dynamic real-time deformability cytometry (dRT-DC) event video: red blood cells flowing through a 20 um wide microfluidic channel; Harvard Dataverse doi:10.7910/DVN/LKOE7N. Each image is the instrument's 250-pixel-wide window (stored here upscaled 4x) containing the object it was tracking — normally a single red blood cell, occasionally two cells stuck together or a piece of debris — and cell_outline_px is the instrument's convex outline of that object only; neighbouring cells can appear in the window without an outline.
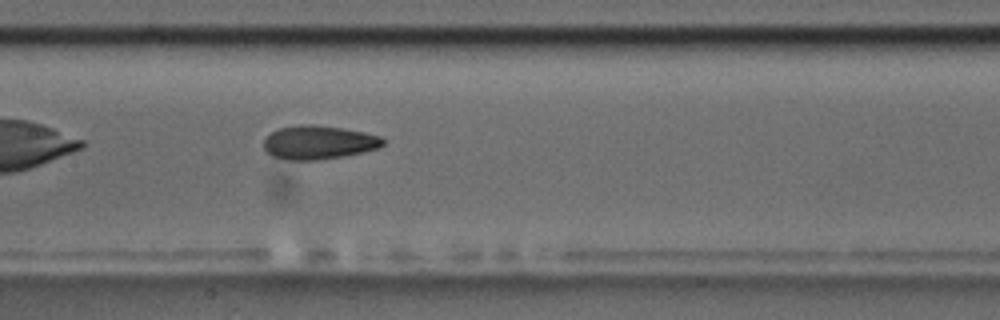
{"species": "common noctule bat (a hibernating species)", "species_latin": "Nyctalus noctula", "temperature_condition": "room temperature", "stored_images_in_passage": 41, "camera_frame_rate_fps": 3000, "um_per_image_px": 0.085, "animal": {"sex": "male", "body_mass_g": 17.5, "forearm_length_mm": 52.3}, "frame": {"image": 1, "passage_image": 12, "time_ms": 3.667, "image_size_px": [1000, 320], "cell_outline_px": [[384, 144], [380, 148], [364, 152], [344, 156], [316, 160], [288, 160], [272, 156], [264, 152], [264, 140], [272, 132], [280, 128], [300, 124], [312, 124], [340, 128], [364, 132], [380, 136], [384, 140]], "centroid_in_image_um": [27.08, 12.11], "position_along_channel_um": 180.3, "area_um2": 23.47}, "authors_computed_cell_mechanics": {"area_um2": 23.409, "velocity_mm_per_s": 3.5592, "shape_relaxation_time_tau1_ms": 6.3057, "shape_relaxation_time_tau2_ms": 2.1203, "deformation_change_tau1": 0.1837, "deformation_change_tau2": 0.0894}}